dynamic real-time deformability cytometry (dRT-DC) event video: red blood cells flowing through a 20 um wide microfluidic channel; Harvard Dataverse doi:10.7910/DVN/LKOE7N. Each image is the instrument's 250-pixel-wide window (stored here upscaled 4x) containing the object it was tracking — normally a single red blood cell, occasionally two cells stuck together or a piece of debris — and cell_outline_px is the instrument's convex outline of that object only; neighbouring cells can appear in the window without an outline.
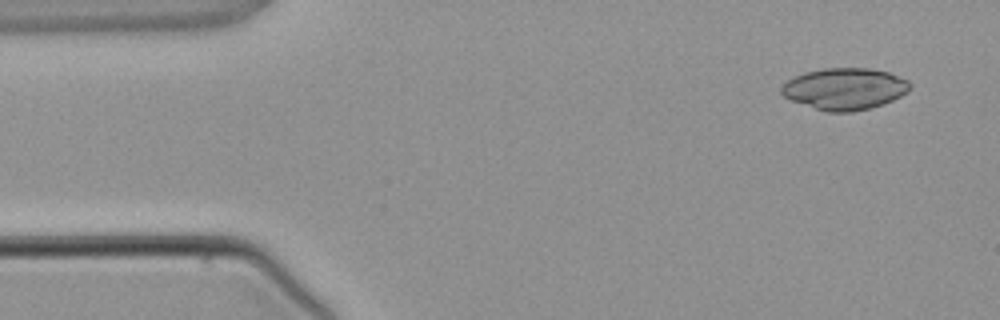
{"species": "common noctule bat (a hibernating species)", "species_latin": "Nyctalus noctula", "temperature_condition": "warm", "stored_images_in_passage": 3, "camera_frame_rate_fps": 3000, "um_per_image_px": 0.085, "animal": {"sex": "male", "body_mass_g": 21.5, "forearm_length_mm": 52.0}, "frame": {"image": 1, "passage_image": 3, "time_ms": 3.667, "image_size_px": [1000, 320], "cell_outline_px": [[912, 84], [908, 92], [884, 104], [872, 108], [852, 112], [828, 112], [788, 100], [780, 92], [780, 88], [788, 80], [804, 72], [824, 68], [868, 68], [888, 72], [908, 80]], "centroid_in_image_um": [71.8, 7.56], "position_along_channel_um": 13.2, "area_um2": 31.39}}